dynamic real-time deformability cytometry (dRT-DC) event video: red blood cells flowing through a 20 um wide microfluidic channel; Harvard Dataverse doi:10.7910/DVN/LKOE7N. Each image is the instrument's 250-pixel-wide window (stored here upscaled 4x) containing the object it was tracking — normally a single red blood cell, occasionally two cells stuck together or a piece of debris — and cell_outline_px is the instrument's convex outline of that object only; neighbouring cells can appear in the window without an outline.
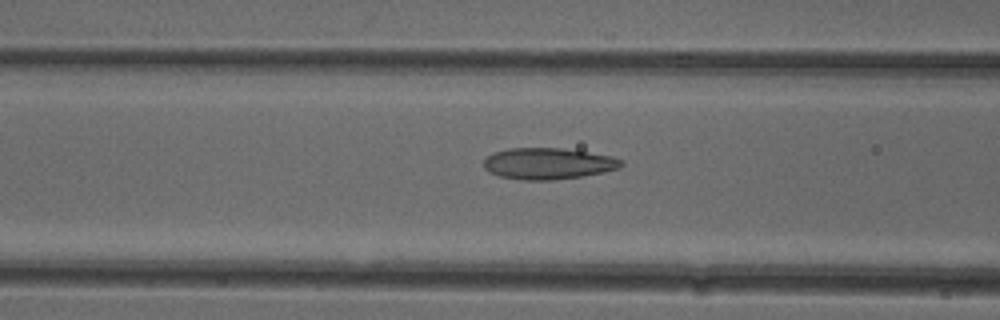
{"species": "common noctule bat (a hibernating species)", "species_latin": "Nyctalus noctula", "temperature_condition": "cold", "stored_images_in_passage": 36, "camera_frame_rate_fps": 3000, "um_per_image_px": 0.085, "animal": {"sex": "female"}, "frame": {"image": 1, "passage_image": 8, "time_ms": 2.333, "image_size_px": [1000, 320], "cell_outline_px": [[624, 164], [620, 168], [604, 172], [580, 176], [552, 180], [524, 180], [500, 176], [488, 172], [484, 168], [484, 160], [492, 152], [508, 148], [560, 148], [588, 152], [612, 156], [624, 160]], "centroid_in_image_um": [46.59, 13.9], "position_along_channel_um": 120.0, "area_um2": 25.2}}
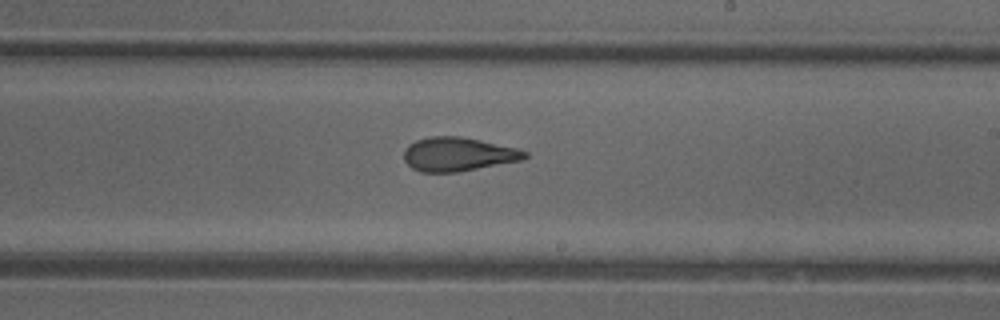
{"frame": {"image": 2, "passage_image": 18, "time_ms": 5.667, "image_size_px": [1000, 320], "cell_outline_px": [[528, 156], [520, 160], [456, 172], [420, 172], [412, 168], [404, 160], [404, 148], [408, 144], [416, 140], [432, 136], [460, 136], [480, 140], [516, 148], [528, 152]], "centroid_in_image_um": [38.89, 13.1], "position_along_channel_um": 250.1, "area_um2": 23.64}}
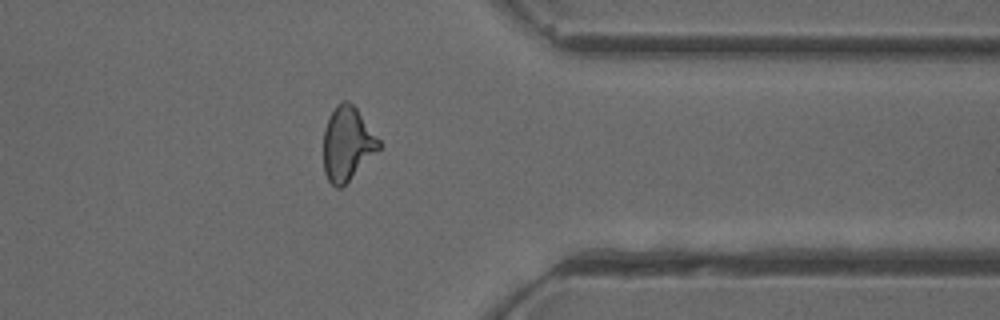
{"frame": {"image": 3, "passage_image": 29, "time_ms": 9.333, "image_size_px": [1000, 320], "cell_outline_px": [[380, 148], [340, 188], [336, 188], [328, 180], [324, 172], [324, 128], [336, 104], [344, 100], [348, 100], [356, 108], [380, 140]], "centroid_in_image_um": [29.5, 12.2], "position_along_channel_um": 381.9, "area_um2": 23.35}, "authors_computed_cell_mechanics": {"area_um2": 23.698, "velocity_mm_per_s": 3.8896, "shape_relaxation_time_tau1_ms": 8.294, "shape_relaxation_time_tau2_ms": 2.085, "deformation_change_tau1": 0.208, "deformation_change_tau2": 0.0994}}